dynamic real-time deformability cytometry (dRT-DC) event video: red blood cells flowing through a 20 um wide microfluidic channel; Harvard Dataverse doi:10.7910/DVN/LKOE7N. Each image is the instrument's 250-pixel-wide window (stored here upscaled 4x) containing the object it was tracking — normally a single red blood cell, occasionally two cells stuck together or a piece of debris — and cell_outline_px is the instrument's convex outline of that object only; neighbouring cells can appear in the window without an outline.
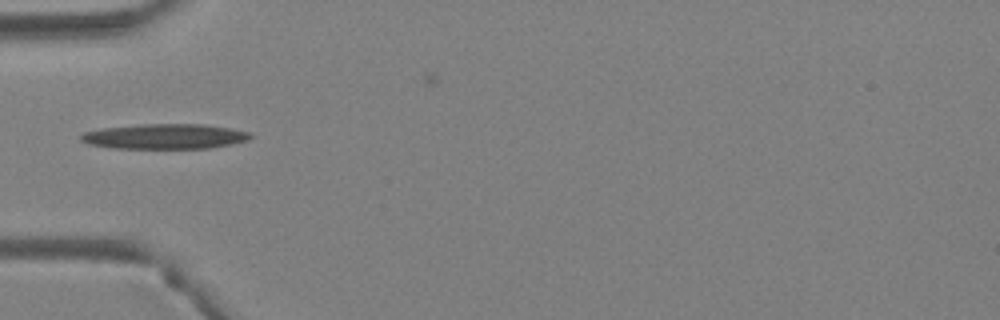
{"species": "Egyptian fruit bat (a non-hibernating species)", "species_latin": "Rousettus aegyptiacus", "temperature_condition": "warm", "stored_images_in_passage": 2, "camera_frame_rate_fps": 3000, "um_per_image_px": 0.085, "animal": {"sex": "female"}, "frame": {"image": 1, "passage_image": 2, "time_ms": 0.333, "image_size_px": [1000, 320], "cell_outline_px": [[256, 136], [248, 140], [232, 144], [208, 148], [112, 148], [88, 144], [80, 140], [80, 136], [84, 132], [100, 128], [140, 124], [204, 124], [232, 128], [252, 132]], "centroid_in_image_um": [14.05, 11.59], "position_along_channel_um": 70.9, "area_um2": 25.09}}